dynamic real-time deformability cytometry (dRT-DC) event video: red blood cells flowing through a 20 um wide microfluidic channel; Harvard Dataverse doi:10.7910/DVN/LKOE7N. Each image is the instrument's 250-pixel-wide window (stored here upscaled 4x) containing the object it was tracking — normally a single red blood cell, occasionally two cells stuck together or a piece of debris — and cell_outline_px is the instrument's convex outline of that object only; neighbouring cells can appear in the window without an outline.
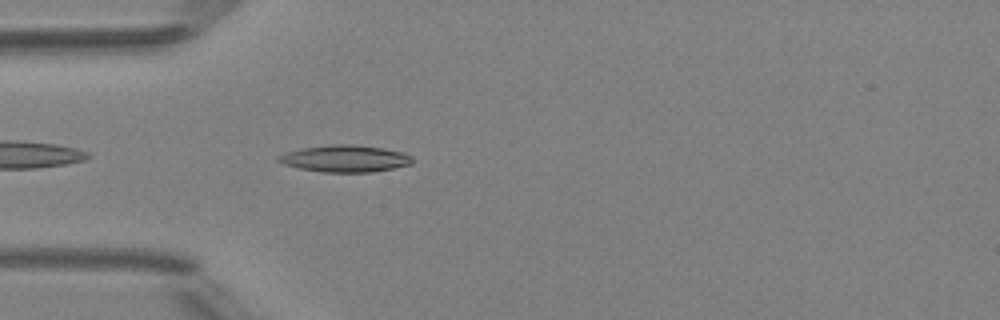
{"species": "Egyptian fruit bat (a non-hibernating species)", "species_latin": "Rousettus aegyptiacus", "temperature_condition": "room temperature", "stored_images_in_passage": 9, "camera_frame_rate_fps": 3000, "um_per_image_px": 0.085, "animal": {"sex": "female"}, "frame": {"image": 1, "passage_image": 2, "time_ms": 0.333, "image_size_px": [1000, 320], "cell_outline_px": [[412, 164], [372, 172], [320, 172], [300, 168], [284, 164], [276, 160], [276, 156], [288, 152], [304, 148], [332, 144], [348, 144], [384, 148], [404, 152], [412, 156]], "centroid_in_image_um": [29.35, 13.48], "position_along_channel_um": 55.7, "area_um2": 20.87}}
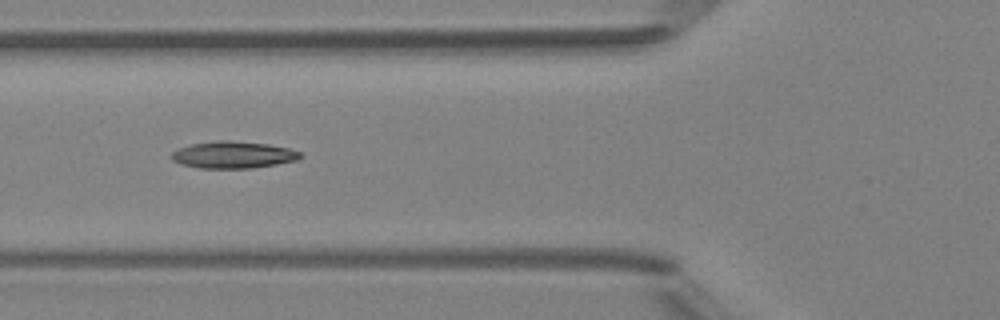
{"frame": {"image": 2, "passage_image": 6, "time_ms": 1.667, "image_size_px": [1000, 320], "cell_outline_px": [[304, 156], [296, 160], [276, 164], [252, 168], [200, 168], [180, 164], [172, 160], [168, 156], [172, 152], [180, 148], [192, 144], [220, 140], [228, 140], [268, 144], [288, 148], [300, 152]], "centroid_in_image_um": [19.8, 13.16], "position_along_channel_um": 106.0, "area_um2": 20.17}}